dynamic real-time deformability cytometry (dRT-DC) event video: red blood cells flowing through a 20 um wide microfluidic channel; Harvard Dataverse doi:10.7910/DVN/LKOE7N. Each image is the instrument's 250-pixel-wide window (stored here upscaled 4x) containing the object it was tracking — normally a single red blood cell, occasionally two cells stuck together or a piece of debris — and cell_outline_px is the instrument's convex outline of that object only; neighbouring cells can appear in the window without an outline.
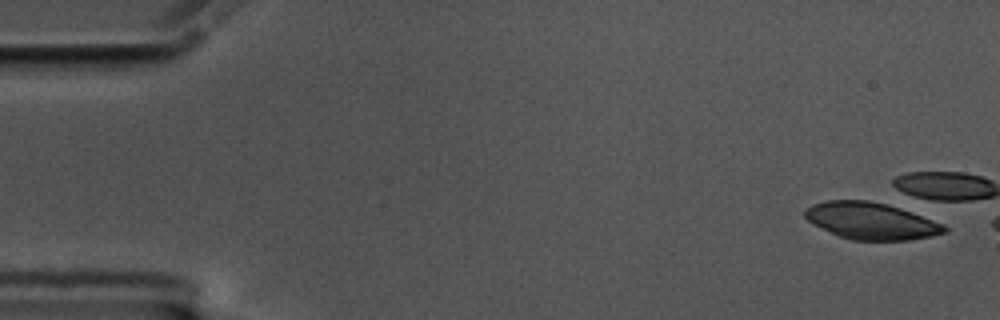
{"species": "common noctule bat (a hibernating species)", "species_latin": "Nyctalus noctula", "temperature_condition": "cold", "stored_images_in_passage": 2, "camera_frame_rate_fps": 3000, "um_per_image_px": 0.085, "animal": {"sex": "male", "body_mass_g": 17.5, "forearm_length_mm": 52.3}, "frame": {"image": 1, "passage_image": 1, "time_ms": 0.0, "image_size_px": [1000, 320], "cell_outline_px": [[948, 232], [932, 236], [908, 240], [852, 240], [840, 236], [812, 224], [804, 216], [804, 208], [812, 204], [828, 200], [868, 200], [900, 204], [944, 224], [948, 228]], "centroid_in_image_um": [74.13, 18.74], "position_along_channel_um": 10.9, "area_um2": 30.98}}